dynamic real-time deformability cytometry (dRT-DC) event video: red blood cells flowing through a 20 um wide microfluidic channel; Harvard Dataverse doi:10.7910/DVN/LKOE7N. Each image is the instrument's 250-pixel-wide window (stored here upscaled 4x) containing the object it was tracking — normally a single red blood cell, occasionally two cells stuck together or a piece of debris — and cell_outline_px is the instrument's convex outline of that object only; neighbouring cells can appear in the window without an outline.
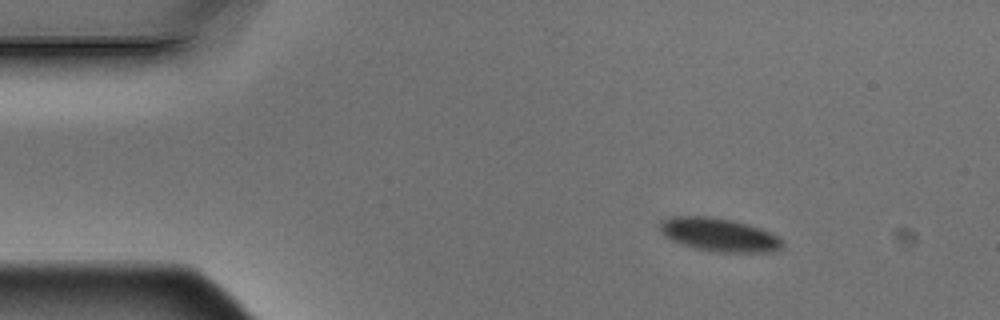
{"species": "Egyptian fruit bat (a non-hibernating species)", "species_latin": "Rousettus aegyptiacus", "temperature_condition": "warm", "stored_images_in_passage": 7, "camera_frame_rate_fps": 3000, "um_per_image_px": 0.085, "animal": {"sex": "male"}, "frame": {"image": 1, "passage_image": 1, "time_ms": 0.0, "image_size_px": [1000, 320], "cell_outline_px": [[784, 244], [776, 252], [712, 252], [692, 248], [672, 240], [664, 236], [660, 228], [660, 220], [668, 216], [708, 216], [732, 220], [748, 224], [772, 232], [780, 236], [784, 240]], "centroid_in_image_um": [61.15, 19.96], "position_along_channel_um": 23.9, "area_um2": 24.28}}
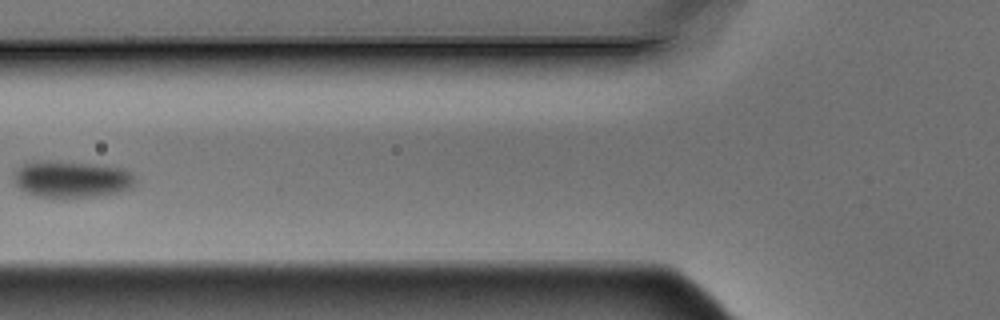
{"frame": {"image": 2, "passage_image": 5, "time_ms": 1.333, "image_size_px": [1000, 320], "cell_outline_px": [[136, 184], [132, 188], [120, 192], [92, 196], [36, 196], [20, 188], [16, 184], [12, 176], [24, 164], [88, 164], [124, 168], [132, 172], [136, 180]], "centroid_in_image_um": [6.21, 15.28], "position_along_channel_um": 119.6, "area_um2": 24.51}}
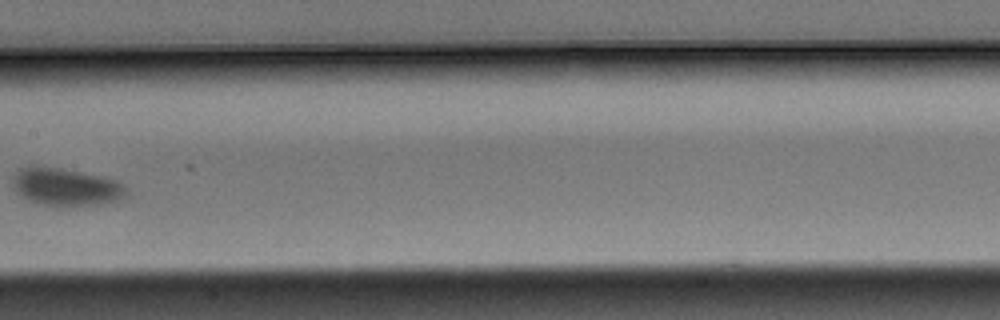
{"frame": {"image": 3, "passage_image": 7, "time_ms": 2.0, "image_size_px": [1000, 320], "cell_outline_px": [[128, 196], [100, 204], [72, 208], [56, 208], [36, 204], [20, 196], [12, 188], [12, 176], [20, 168], [32, 164], [36, 164], [60, 168], [104, 176], [116, 180], [128, 192]], "centroid_in_image_um": [5.51, 15.91], "position_along_channel_um": 201.9, "area_um2": 26.07}}